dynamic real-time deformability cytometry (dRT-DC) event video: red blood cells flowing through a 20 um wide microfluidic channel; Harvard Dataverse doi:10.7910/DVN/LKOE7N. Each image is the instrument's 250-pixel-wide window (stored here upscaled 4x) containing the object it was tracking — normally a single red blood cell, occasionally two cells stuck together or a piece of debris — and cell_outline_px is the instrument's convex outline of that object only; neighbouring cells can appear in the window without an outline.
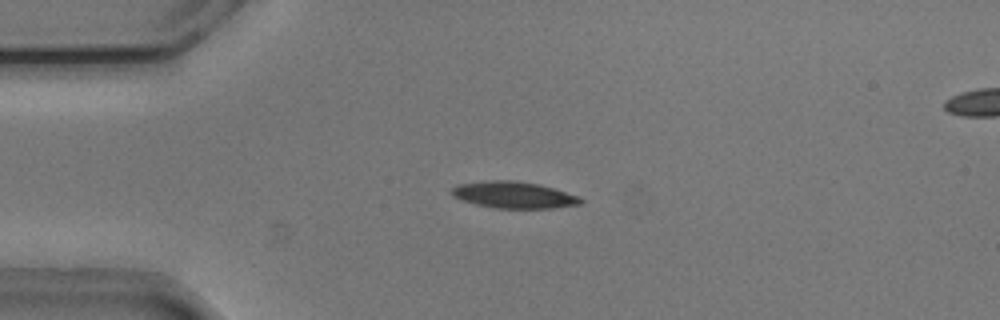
{"species": "common noctule bat (a hibernating species)", "species_latin": "Nyctalus noctula", "temperature_condition": "cold", "stored_images_in_passage": 52, "camera_frame_rate_fps": 3000, "um_per_image_px": 0.085, "animal": {"sex": "male", "body_mass_g": 20.5, "forearm_length_mm": 52.5}, "frame": {"image": 1, "passage_image": 12, "time_ms": 3.667, "image_size_px": [1000, 320], "cell_outline_px": [[584, 200], [580, 204], [552, 208], [496, 208], [476, 204], [460, 200], [452, 196], [452, 188], [460, 184], [488, 180], [512, 180], [540, 184], [580, 196]], "centroid_in_image_um": [43.69, 16.56], "position_along_channel_um": 41.3, "area_um2": 20.0}}
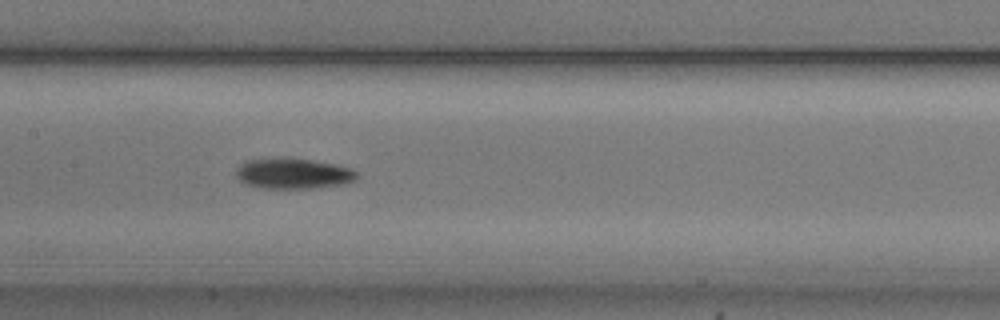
{"frame": {"image": 2, "passage_image": 25, "time_ms": 8.0, "image_size_px": [1000, 320], "cell_outline_px": [[360, 176], [356, 180], [344, 184], [312, 188], [260, 188], [244, 184], [236, 176], [236, 168], [244, 160], [312, 160], [336, 164], [352, 168]], "centroid_in_image_um": [24.96, 14.78], "position_along_channel_um": 182.4, "area_um2": 21.15}}
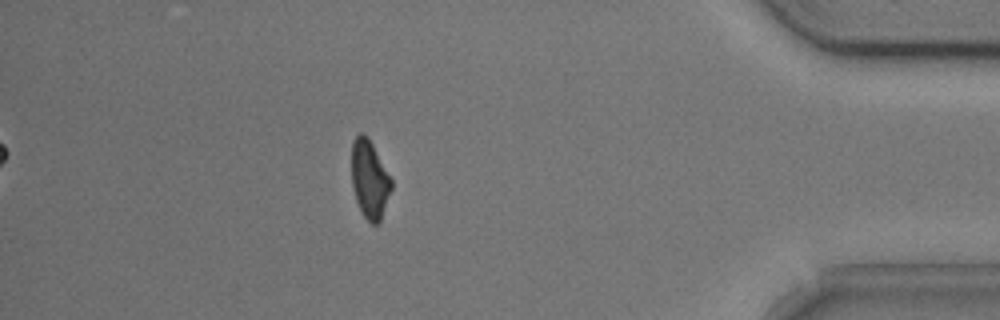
{"frame": {"image": 3, "passage_image": 46, "time_ms": 15.0, "image_size_px": [1000, 320], "cell_outline_px": [[392, 188], [380, 220], [376, 224], [372, 224], [364, 216], [356, 200], [352, 184], [352, 140], [360, 132], [364, 132], [368, 136], [392, 180]], "centroid_in_image_um": [31.41, 15.2], "position_along_channel_um": 403.8, "area_um2": 17.92}, "authors_computed_cell_mechanics": {"area_um2": 19.3919, "velocity_mm_per_s": 3.7988, "shape_relaxation_time_tau1_ms": 2.487, "shape_relaxation_time_tau2_ms": null, "deformation_change_tau1": 0.1179, "deformation_change_tau2": null}}